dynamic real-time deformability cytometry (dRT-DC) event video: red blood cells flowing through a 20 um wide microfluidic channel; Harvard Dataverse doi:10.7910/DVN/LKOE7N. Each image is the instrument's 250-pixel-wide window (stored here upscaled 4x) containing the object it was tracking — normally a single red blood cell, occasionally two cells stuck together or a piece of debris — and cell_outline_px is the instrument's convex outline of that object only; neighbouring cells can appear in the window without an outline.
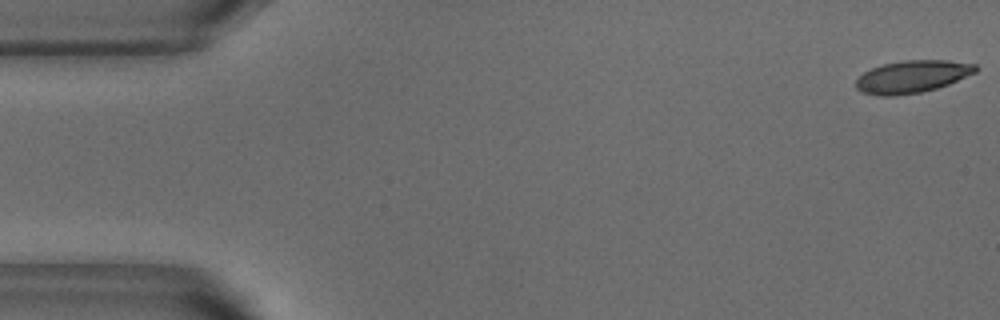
{"species": "common noctule bat (a hibernating species)", "species_latin": "Nyctalus noctula", "temperature_condition": "warm", "stored_images_in_passage": 52, "camera_frame_rate_fps": 3000, "um_per_image_px": 0.085, "animal": {"sex": "male", "body_mass_g": 18.8}, "frame": {"image": 1, "passage_image": 1, "time_ms": 0.0, "image_size_px": [1000, 320], "cell_outline_px": [[980, 68], [976, 72], [948, 84], [936, 88], [920, 92], [896, 96], [880, 96], [864, 92], [856, 88], [856, 80], [864, 72], [872, 68], [884, 64], [904, 60], [948, 60], [976, 64]], "centroid_in_image_um": [77.56, 6.5], "position_along_channel_um": 7.4, "area_um2": 22.48}}
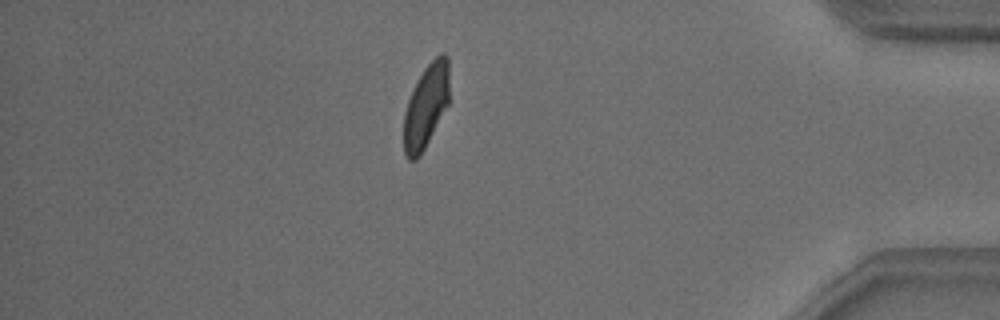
{"frame": {"image": 2, "passage_image": 45, "time_ms": 14.667, "image_size_px": [1000, 320], "cell_outline_px": [[448, 104], [420, 156], [416, 160], [408, 160], [404, 152], [404, 112], [408, 100], [424, 68], [440, 52], [444, 52], [448, 56]], "centroid_in_image_um": [36.2, 9.02], "position_along_channel_um": 399.0, "area_um2": 21.85}}
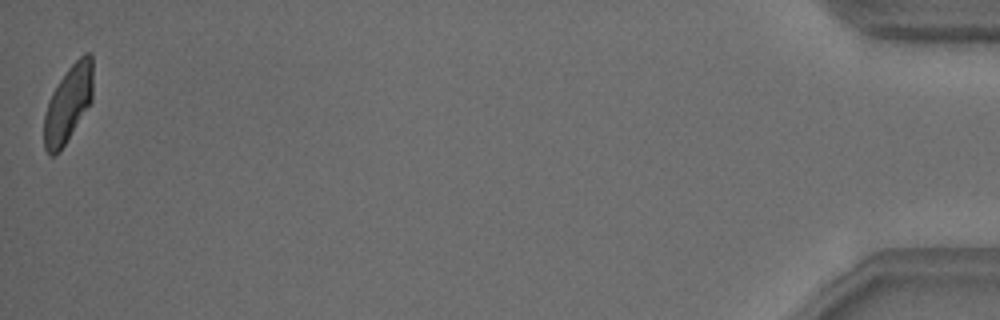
{"frame": {"image": 3, "passage_image": 52, "time_ms": 17.0, "image_size_px": [1000, 320], "cell_outline_px": [[92, 100], [60, 152], [52, 156], [44, 148], [44, 112], [48, 100], [52, 92], [68, 68], [84, 52], [92, 52]], "centroid_in_image_um": [5.78, 8.81], "position_along_channel_um": 429.4, "area_um2": 21.79}, "authors_computed_cell_mechanics": {"area_um2": 23.2934, "velocity_mm_per_s": 3.8138, "shape_relaxation_time_tau1_ms": 4.354, "shape_relaxation_time_tau2_ms": 1.4983, "deformation_change_tau1": 0.1609, "deformation_change_tau2": 0.0904}}